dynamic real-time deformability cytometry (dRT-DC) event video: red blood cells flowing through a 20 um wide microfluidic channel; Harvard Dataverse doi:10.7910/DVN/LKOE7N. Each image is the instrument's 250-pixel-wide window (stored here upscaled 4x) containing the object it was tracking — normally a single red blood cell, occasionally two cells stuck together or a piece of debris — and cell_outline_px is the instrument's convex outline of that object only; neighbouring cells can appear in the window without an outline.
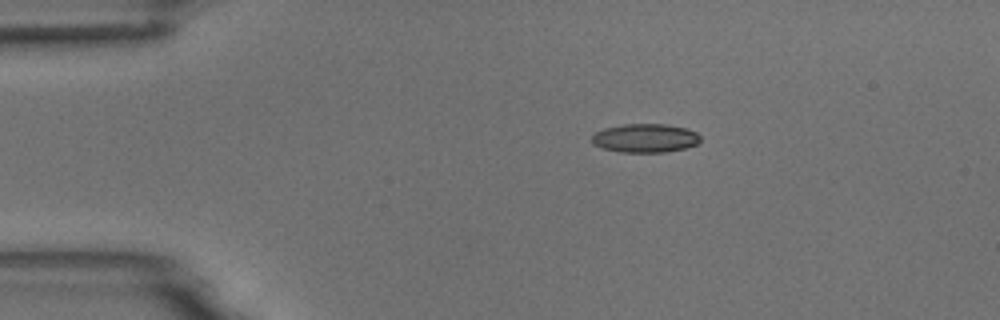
{"species": "common noctule bat (a hibernating species)", "species_latin": "Nyctalus noctula", "temperature_condition": "room temperature", "stored_images_in_passage": 3, "camera_frame_rate_fps": 3000, "um_per_image_px": 0.085, "animal": {"sex": "male", "body_mass_g": 18.8}, "frame": {"image": 1, "passage_image": 2, "time_ms": 1.333, "image_size_px": [1000, 320], "cell_outline_px": [[700, 140], [696, 144], [684, 148], [664, 152], [620, 152], [600, 148], [592, 144], [592, 136], [596, 132], [604, 128], [624, 124], [664, 124], [684, 128], [696, 132], [700, 136]], "centroid_in_image_um": [54.8, 11.74], "position_along_channel_um": 30.2, "area_um2": 18.09}}